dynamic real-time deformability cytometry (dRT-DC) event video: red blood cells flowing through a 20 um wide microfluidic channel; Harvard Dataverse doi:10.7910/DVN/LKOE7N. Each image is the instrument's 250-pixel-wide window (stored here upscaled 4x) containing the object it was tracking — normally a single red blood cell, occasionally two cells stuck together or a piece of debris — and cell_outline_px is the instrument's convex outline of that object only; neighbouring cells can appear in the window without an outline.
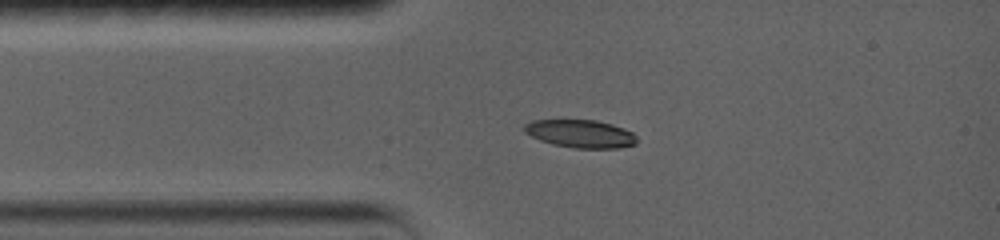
{"species": "common noctule bat (a hibernating species)", "species_latin": "Nyctalus noctula", "temperature_condition": "warm", "stored_images_in_passage": 19, "camera_frame_rate_fps": 5000, "um_per_image_px": 0.085, "animal": {"sex": "female", "body_mass_g": 19.0, "forearm_length_mm": 56.7}, "frame": {"image": 1, "passage_image": 1, "time_ms": 0.0, "image_size_px": [1000, 240], "cell_outline_px": [[636, 144], [620, 148], [572, 148], [552, 144], [540, 140], [524, 132], [524, 124], [532, 120], [596, 120], [612, 124], [624, 128], [632, 132], [636, 136]], "centroid_in_image_um": [49.35, 11.37], "position_along_channel_um": 35.7, "area_um2": 18.38}}
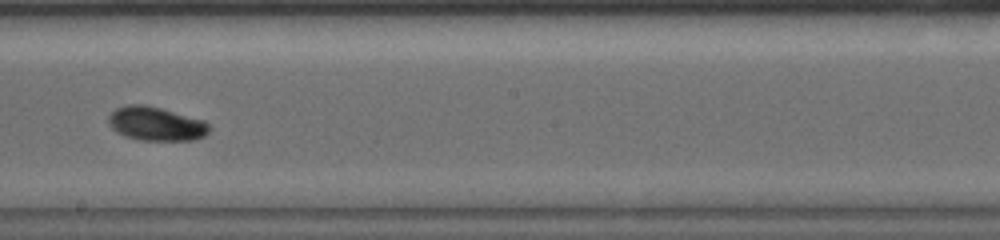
{"frame": {"image": 2, "passage_image": 9, "time_ms": 5.6, "image_size_px": [1000, 240], "cell_outline_px": [[208, 132], [204, 136], [192, 140], [140, 140], [124, 136], [116, 132], [108, 124], [108, 116], [116, 108], [128, 104], [144, 104], [160, 108], [204, 120], [208, 124]], "centroid_in_image_um": [13.22, 10.52], "position_along_channel_um": 235.0, "area_um2": 19.83}}
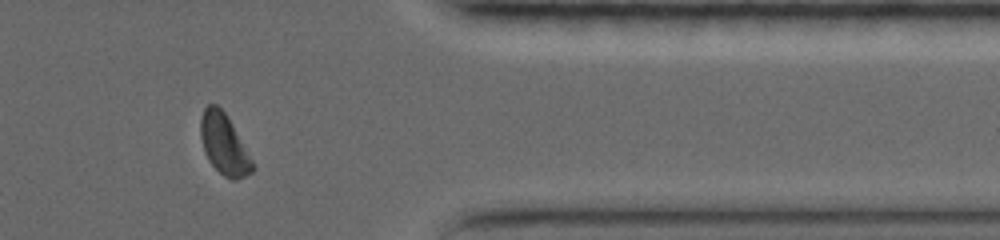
{"frame": {"image": 3, "passage_image": 16, "time_ms": 10.2, "image_size_px": [1000, 240], "cell_outline_px": [[256, 168], [252, 172], [236, 180], [232, 180], [224, 176], [208, 160], [204, 152], [200, 136], [200, 120], [204, 108], [208, 104], [216, 104], [224, 112], [232, 124], [252, 160]], "centroid_in_image_um": [19.03, 12.27], "position_along_channel_um": 392.4, "area_um2": 18.15}, "authors_computed_cell_mechanics": {"area_um2": 19.074, "velocity_mm_per_s": 3.7132, "shape_relaxation_time_tau1_ms": 3.0133, "shape_relaxation_time_tau2_ms": 6.5682, "deformation_change_tau1": 0.1106, "deformation_change_tau2": 0.0935}}